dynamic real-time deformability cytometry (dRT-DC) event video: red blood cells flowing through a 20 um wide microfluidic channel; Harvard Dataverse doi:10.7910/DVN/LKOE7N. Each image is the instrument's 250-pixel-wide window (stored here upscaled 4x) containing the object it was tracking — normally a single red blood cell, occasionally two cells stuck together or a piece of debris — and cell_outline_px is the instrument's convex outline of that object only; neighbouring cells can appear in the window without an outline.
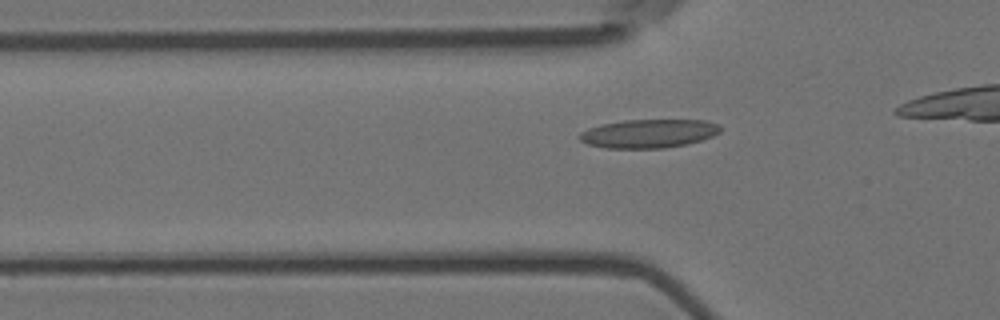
{"species": "Egyptian fruit bat (a non-hibernating species)", "species_latin": "Rousettus aegyptiacus", "temperature_condition": "room temperature", "stored_images_in_passage": 38, "camera_frame_rate_fps": 3000, "um_per_image_px": 0.085, "animal": {"sex": "female"}, "frame": {"image": 1, "passage_image": 4, "time_ms": 1.0, "image_size_px": [1000, 320], "cell_outline_px": [[720, 132], [712, 136], [688, 144], [664, 148], [604, 148], [588, 144], [580, 140], [580, 132], [588, 128], [600, 124], [624, 120], [704, 120], [720, 124]], "centroid_in_image_um": [55.13, 11.35], "position_along_channel_um": 70.7, "area_um2": 23.52}}
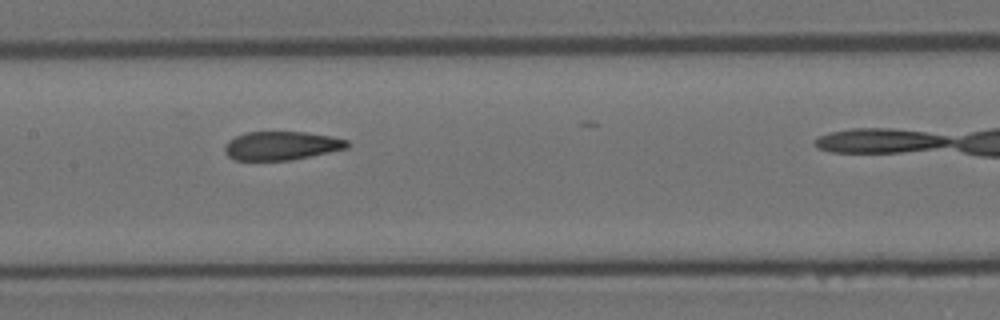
{"frame": {"image": 2, "passage_image": 13, "time_ms": 4.0, "image_size_px": [1000, 320], "cell_outline_px": [[352, 144], [348, 148], [292, 160], [236, 160], [228, 156], [224, 152], [224, 148], [228, 140], [244, 132], [308, 132], [332, 136], [348, 140]], "centroid_in_image_um": [23.95, 12.38], "position_along_channel_um": 183.4, "area_um2": 20.63}}
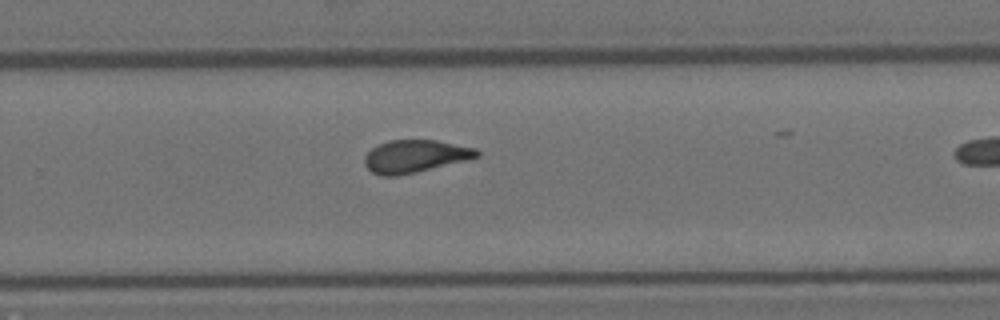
{"frame": {"image": 3, "passage_image": 22, "time_ms": 7.0, "image_size_px": [1000, 320], "cell_outline_px": [[480, 156], [416, 172], [396, 176], [380, 176], [372, 172], [364, 164], [364, 156], [372, 148], [388, 140], [436, 140], [476, 148], [480, 152]], "centroid_in_image_um": [35.25, 13.28], "position_along_channel_um": 294.5, "area_um2": 21.15}, "authors_computed_cell_mechanics": {"area_um2": 21.4438, "velocity_mm_per_s": 3.7266, "shape_relaxation_time_tau1_ms": 8.8324, "shape_relaxation_time_tau2_ms": 1.2008, "deformation_change_tau1": 0.2342, "deformation_change_tau2": 0.0709}}